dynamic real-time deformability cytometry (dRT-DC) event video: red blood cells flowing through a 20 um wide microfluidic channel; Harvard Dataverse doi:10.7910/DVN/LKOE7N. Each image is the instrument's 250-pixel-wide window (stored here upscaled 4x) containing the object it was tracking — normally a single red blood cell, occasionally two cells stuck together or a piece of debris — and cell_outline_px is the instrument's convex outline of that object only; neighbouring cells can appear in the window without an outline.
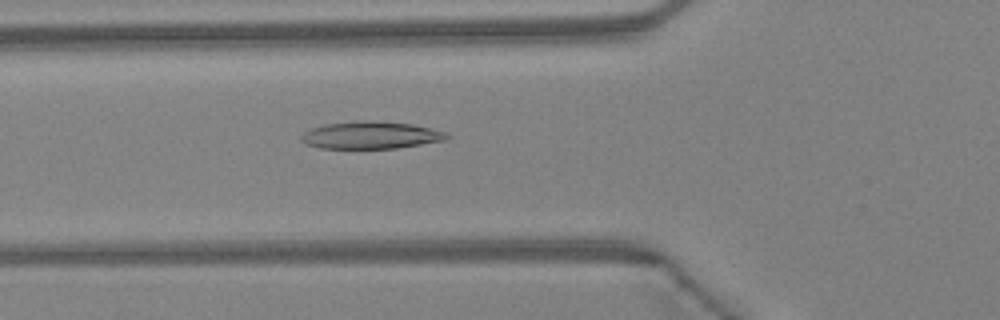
{"species": "Egyptian fruit bat (a non-hibernating species)", "species_latin": "Rousettus aegyptiacus", "temperature_condition": "warm", "stored_images_in_passage": 30, "camera_frame_rate_fps": 3000, "um_per_image_px": 0.085, "animal": {"sex": "female"}, "frame": {"image": 1, "passage_image": 7, "time_ms": 2.0, "image_size_px": [1000, 320], "cell_outline_px": [[452, 136], [444, 140], [396, 148], [320, 148], [304, 144], [300, 140], [300, 136], [304, 132], [312, 128], [324, 124], [356, 120], [372, 120], [412, 124], [444, 132]], "centroid_in_image_um": [31.45, 11.48], "position_along_channel_um": 94.4, "area_um2": 23.18}}
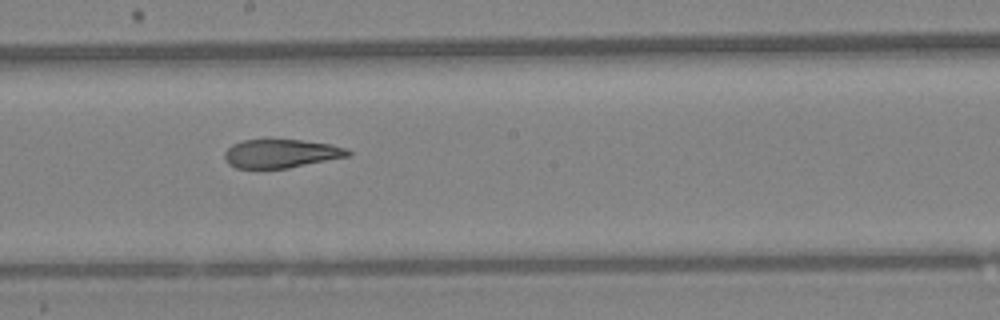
{"frame": {"image": 2, "passage_image": 16, "time_ms": 5.0, "image_size_px": [1000, 320], "cell_outline_px": [[352, 156], [288, 168], [236, 168], [228, 164], [224, 156], [224, 152], [232, 144], [244, 140], [300, 140], [332, 144], [348, 148], [352, 152]], "centroid_in_image_um": [23.94, 13.05], "position_along_channel_um": 224.3, "area_um2": 20.69}}
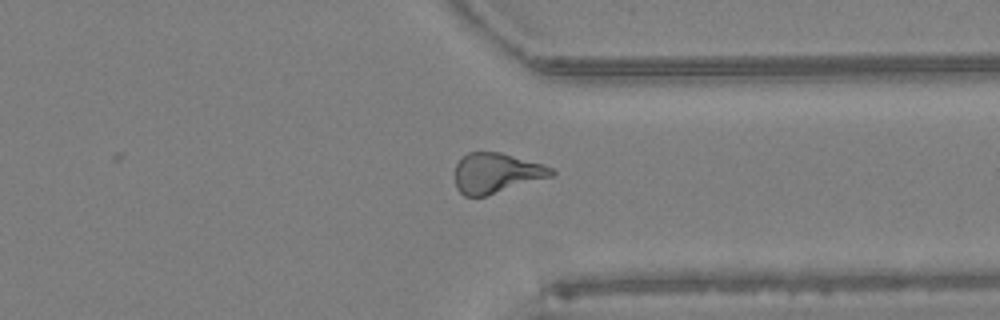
{"frame": {"image": 3, "passage_image": 26, "time_ms": 8.333, "image_size_px": [1000, 320], "cell_outline_px": [[556, 172], [552, 176], [484, 196], [464, 196], [456, 188], [456, 164], [468, 152], [500, 152], [544, 164], [552, 168]], "centroid_in_image_um": [42.19, 14.7], "position_along_channel_um": 369.2, "area_um2": 22.25}, "authors_computed_cell_mechanics": {"area_um2": 22.1952, "velocity_mm_per_s": 4.3517, "shape_relaxation_time_tau1_ms": null, "shape_relaxation_time_tau2_ms": 3.8968, "deformation_change_tau1": null, "deformation_change_tau2": 0.135}}